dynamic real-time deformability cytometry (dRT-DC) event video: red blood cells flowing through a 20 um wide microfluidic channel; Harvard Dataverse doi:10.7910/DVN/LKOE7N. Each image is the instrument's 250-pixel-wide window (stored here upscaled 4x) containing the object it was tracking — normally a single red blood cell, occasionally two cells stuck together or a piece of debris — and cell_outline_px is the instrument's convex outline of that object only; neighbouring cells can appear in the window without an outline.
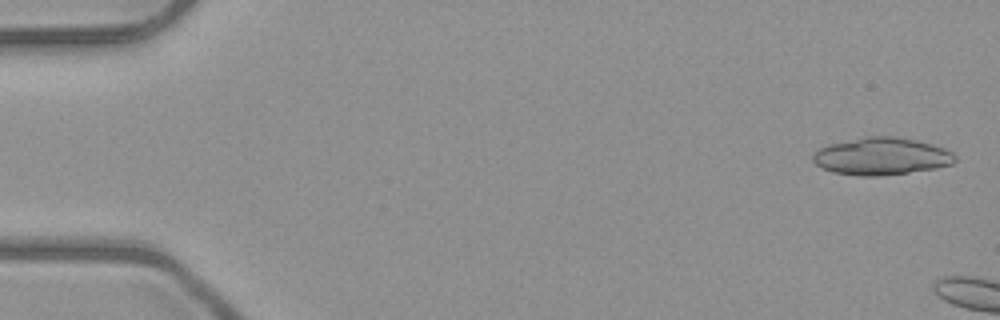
{"species": "common noctule bat (a hibernating species)", "species_latin": "Nyctalus noctula", "temperature_condition": "room temperature", "stored_images_in_passage": 2, "camera_frame_rate_fps": 3000, "um_per_image_px": 0.085, "animal": {"sex": "male", "body_mass_g": 23.1, "forearm_length_mm": 52.7}, "frame": {"image": 1, "passage_image": 1, "time_ms": 0.0, "image_size_px": [1000, 320], "cell_outline_px": [[956, 160], [952, 164], [936, 168], [880, 176], [860, 176], [832, 172], [816, 164], [812, 160], [812, 156], [816, 148], [828, 144], [868, 136], [892, 136], [916, 140], [932, 144], [944, 148], [952, 152], [956, 156]], "centroid_in_image_um": [74.9, 13.28], "position_along_channel_um": 10.1, "area_um2": 30.98}}